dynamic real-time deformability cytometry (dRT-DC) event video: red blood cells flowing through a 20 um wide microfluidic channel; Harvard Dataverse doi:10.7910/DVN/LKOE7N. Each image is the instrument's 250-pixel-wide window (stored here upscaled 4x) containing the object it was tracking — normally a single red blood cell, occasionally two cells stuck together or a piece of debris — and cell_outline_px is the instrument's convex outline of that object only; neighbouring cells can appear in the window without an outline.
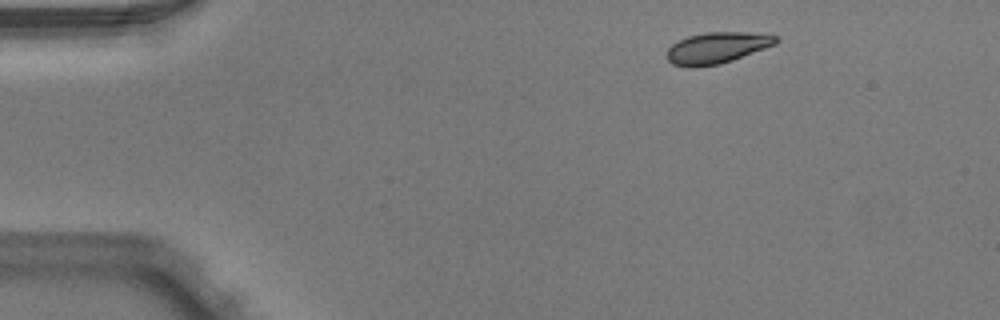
{"species": "Egyptian fruit bat (a non-hibernating species)", "species_latin": "Rousettus aegyptiacus", "temperature_condition": "warm", "stored_images_in_passage": 3, "camera_frame_rate_fps": 3000, "um_per_image_px": 0.085, "animal": {"sex": "male"}, "frame": {"image": 1, "passage_image": 1, "time_ms": 0.0, "image_size_px": [1000, 320], "cell_outline_px": [[780, 40], [776, 44], [732, 60], [720, 64], [692, 68], [672, 64], [668, 60], [668, 48], [672, 44], [688, 36], [704, 32], [744, 32], [776, 36]], "centroid_in_image_um": [60.92, 4.07], "position_along_channel_um": 24.1, "area_um2": 19.71}}